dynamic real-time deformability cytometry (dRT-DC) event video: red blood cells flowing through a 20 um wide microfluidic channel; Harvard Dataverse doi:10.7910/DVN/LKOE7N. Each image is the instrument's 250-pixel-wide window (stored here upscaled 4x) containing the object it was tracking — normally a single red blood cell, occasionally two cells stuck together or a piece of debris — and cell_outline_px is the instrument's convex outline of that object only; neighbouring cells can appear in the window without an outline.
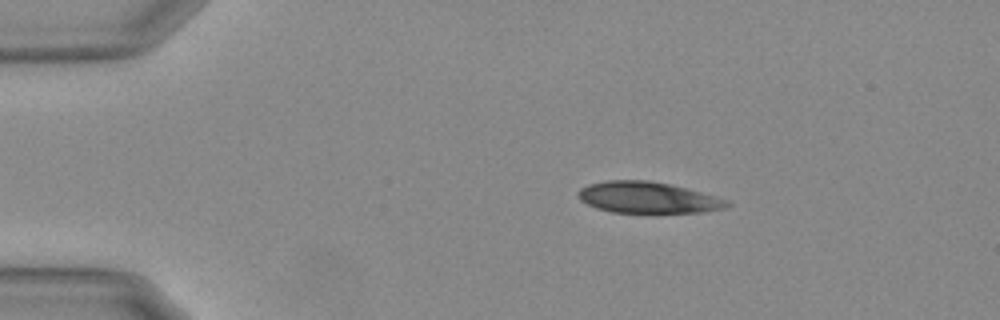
{"species": "Egyptian fruit bat (a non-hibernating species)", "species_latin": "Rousettus aegyptiacus", "temperature_condition": "warm", "stored_images_in_passage": 46, "camera_frame_rate_fps": 3000, "um_per_image_px": 0.085, "animal": {"sex": "female"}, "frame": {"image": 1, "passage_image": 1, "time_ms": 0.0, "image_size_px": [1000, 320], "cell_outline_px": [[732, 204], [724, 208], [704, 212], [648, 216], [612, 212], [596, 208], [580, 200], [576, 196], [576, 192], [580, 188], [588, 184], [608, 180], [648, 180], [668, 184], [684, 188], [728, 200]], "centroid_in_image_um": [55.03, 16.85], "position_along_channel_um": 30.0, "area_um2": 28.21}}
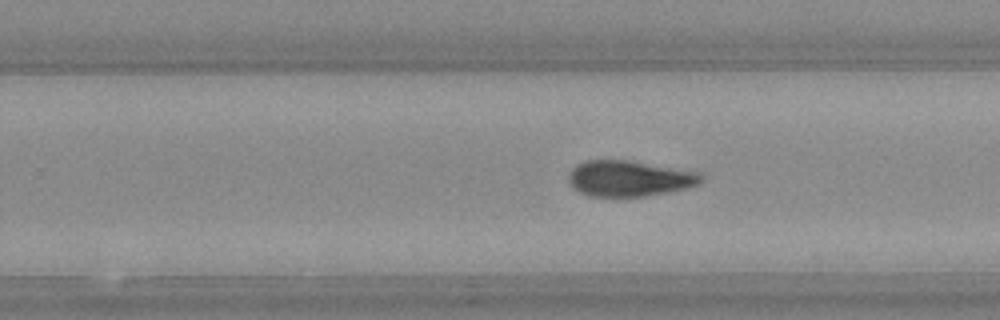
{"frame": {"image": 2, "passage_image": 26, "time_ms": 8.333, "image_size_px": [1000, 320], "cell_outline_px": [[704, 180], [700, 184], [688, 188], [668, 192], [644, 196], [588, 196], [572, 188], [568, 180], [568, 176], [572, 168], [576, 164], [588, 160], [628, 160], [700, 172], [704, 176]], "centroid_in_image_um": [53.51, 15.17], "position_along_channel_um": 276.3, "area_um2": 27.86}}
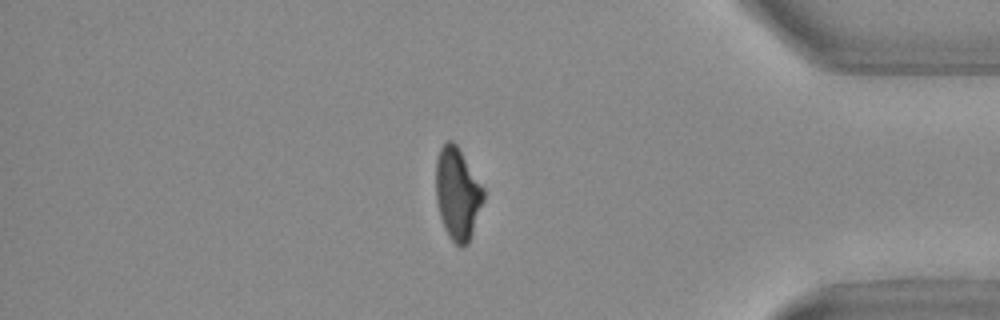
{"frame": {"image": 3, "passage_image": 38, "time_ms": 12.333, "image_size_px": [1000, 320], "cell_outline_px": [[484, 200], [468, 244], [460, 248], [448, 236], [444, 228], [440, 216], [436, 200], [436, 160], [440, 148], [448, 140], [452, 140], [456, 144], [484, 188]], "centroid_in_image_um": [38.88, 16.48], "position_along_channel_um": 396.3, "area_um2": 25.49}, "authors_computed_cell_mechanics": {"area_um2": 27.744, "velocity_mm_per_s": 3.6991, "shape_relaxation_time_tau1_ms": null, "shape_relaxation_time_tau2_ms": 6.1149, "deformation_change_tau1": null, "deformation_change_tau2": 0.124}}